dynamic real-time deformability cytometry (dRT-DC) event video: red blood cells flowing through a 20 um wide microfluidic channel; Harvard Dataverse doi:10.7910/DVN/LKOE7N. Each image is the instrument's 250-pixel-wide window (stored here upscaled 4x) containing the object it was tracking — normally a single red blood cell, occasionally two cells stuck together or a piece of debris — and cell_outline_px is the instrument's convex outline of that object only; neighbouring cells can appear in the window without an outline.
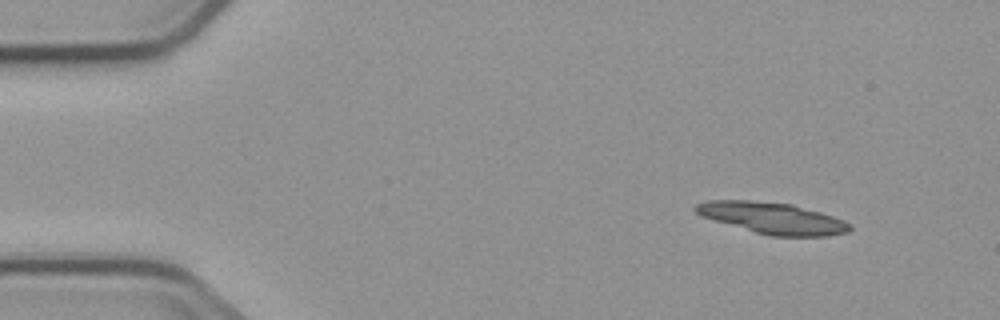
{"species": "common noctule bat (a hibernating species)", "species_latin": "Nyctalus noctula", "temperature_condition": "cold", "stored_images_in_passage": 4, "camera_frame_rate_fps": 3000, "um_per_image_px": 0.085, "animal": {"sex": "male", "body_mass_g": 23.1, "forearm_length_mm": 52.7}, "frame": {"image": 1, "passage_image": 1, "time_ms": 0.0, "image_size_px": [1000, 320], "cell_outline_px": [[852, 228], [848, 232], [828, 236], [768, 236], [712, 220], [700, 216], [692, 208], [696, 204], [708, 200], [748, 200], [792, 204], [820, 212], [844, 220], [852, 224]], "centroid_in_image_um": [65.64, 18.54], "position_along_channel_um": 19.4, "area_um2": 28.32}}